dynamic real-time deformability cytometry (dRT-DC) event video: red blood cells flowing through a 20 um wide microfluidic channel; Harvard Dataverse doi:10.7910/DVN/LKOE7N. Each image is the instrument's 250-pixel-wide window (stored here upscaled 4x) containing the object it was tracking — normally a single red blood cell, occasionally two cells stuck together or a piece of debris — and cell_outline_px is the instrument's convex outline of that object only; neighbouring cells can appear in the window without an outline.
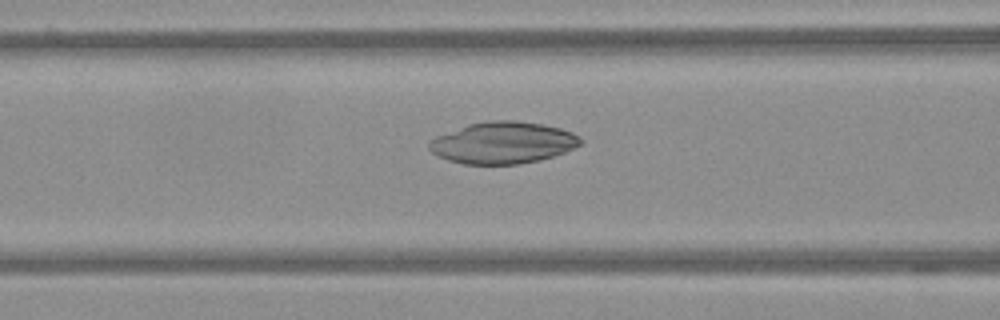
{"species": "Egyptian fruit bat (a non-hibernating species)", "species_latin": "Rousettus aegyptiacus", "temperature_condition": "warm", "stored_images_in_passage": 57, "camera_frame_rate_fps": 3000, "um_per_image_px": 0.085, "frame": {"image": 1, "passage_image": 24, "time_ms": 7.667, "image_size_px": [1000, 320], "cell_outline_px": [[584, 144], [564, 152], [540, 160], [516, 164], [464, 164], [448, 160], [432, 152], [428, 148], [428, 140], [436, 136], [468, 124], [488, 120], [516, 120], [544, 124], [560, 128], [572, 132], [580, 136], [584, 140]], "centroid_in_image_um": [42.77, 12.12], "position_along_channel_um": 123.8, "area_um2": 37.05}}
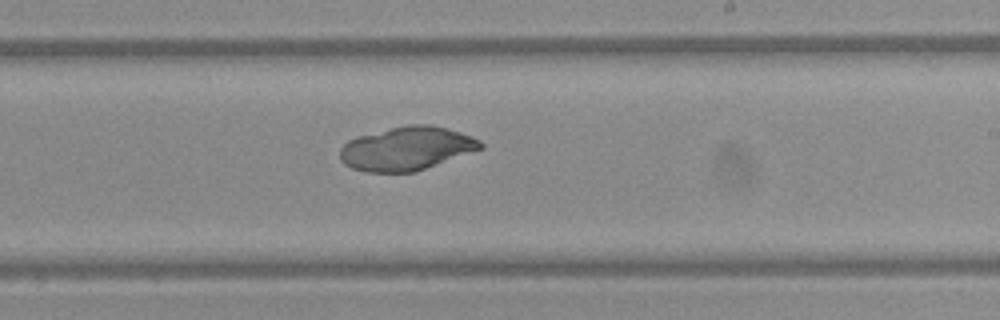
{"frame": {"image": 2, "passage_image": 35, "time_ms": 11.333, "image_size_px": [1000, 320], "cell_outline_px": [[484, 148], [416, 172], [368, 172], [352, 168], [344, 164], [340, 160], [340, 148], [348, 140], [360, 136], [408, 124], [432, 124], [460, 132], [472, 136], [480, 140], [484, 144]], "centroid_in_image_um": [34.6, 12.63], "position_along_channel_um": 254.4, "area_um2": 35.72}}
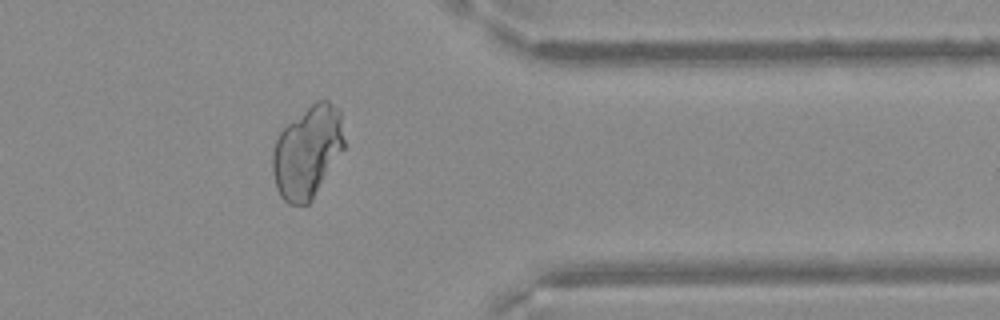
{"frame": {"image": 3, "passage_image": 47, "time_ms": 15.333, "image_size_px": [1000, 320], "cell_outline_px": [[344, 148], [312, 200], [308, 204], [288, 204], [280, 196], [276, 188], [272, 172], [272, 152], [276, 140], [280, 132], [288, 124], [316, 100], [328, 100], [340, 108], [344, 140]], "centroid_in_image_um": [26.13, 12.91], "position_along_channel_um": 385.3, "area_um2": 38.38}}